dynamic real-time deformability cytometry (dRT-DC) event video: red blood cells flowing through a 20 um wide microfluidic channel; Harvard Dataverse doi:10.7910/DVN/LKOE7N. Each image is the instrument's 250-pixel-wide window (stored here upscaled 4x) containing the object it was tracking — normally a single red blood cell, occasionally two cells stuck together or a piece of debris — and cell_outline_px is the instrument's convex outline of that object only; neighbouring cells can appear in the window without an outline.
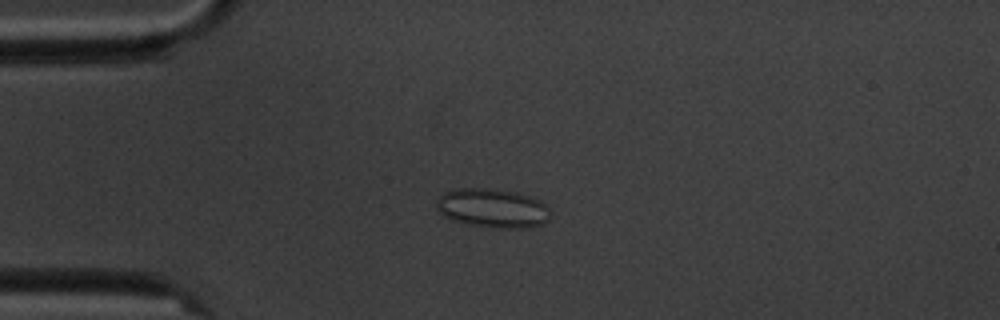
{"species": "common noctule bat (a hibernating species)", "species_latin": "Nyctalus noctula", "temperature_condition": "cold", "stored_images_in_passage": 4, "camera_frame_rate_fps": 3000, "um_per_image_px": 0.085, "animal": {"sex": "male", "body_mass_g": 20.1, "forearm_length_mm": 53.5}, "frame": {"image": 1, "passage_image": 4, "time_ms": 3.333, "image_size_px": [1000, 320], "cell_outline_px": [[548, 220], [532, 228], [500, 228], [464, 224], [452, 220], [444, 216], [436, 208], [436, 200], [444, 192], [452, 188], [484, 188], [516, 192], [540, 200], [548, 208]], "centroid_in_image_um": [41.82, 17.7], "position_along_channel_um": 43.2, "area_um2": 26.01}}